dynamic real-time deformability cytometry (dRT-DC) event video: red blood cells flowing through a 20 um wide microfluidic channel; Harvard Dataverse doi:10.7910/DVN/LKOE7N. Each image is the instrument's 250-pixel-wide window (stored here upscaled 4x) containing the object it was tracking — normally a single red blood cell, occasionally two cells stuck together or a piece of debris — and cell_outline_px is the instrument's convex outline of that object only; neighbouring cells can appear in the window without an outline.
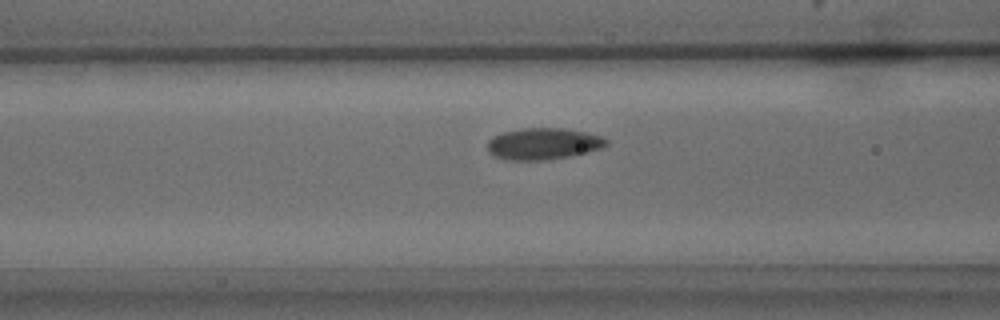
{"species": "common noctule bat (a hibernating species)", "species_latin": "Nyctalus noctula", "temperature_condition": "warm", "stored_images_in_passage": 12, "camera_frame_rate_fps": 3000, "um_per_image_px": 0.085, "animal": {"sex": "male", "body_mass_g": 15.6}, "frame": {"image": 1, "passage_image": 10, "time_ms": 3.0, "image_size_px": [1000, 320], "cell_outline_px": [[608, 144], [600, 148], [568, 156], [548, 160], [508, 160], [492, 156], [488, 152], [488, 140], [492, 136], [504, 132], [520, 128], [564, 128], [584, 132], [600, 136], [608, 140]], "centroid_in_image_um": [46.12, 12.22], "position_along_channel_um": 120.5, "area_um2": 21.79}}